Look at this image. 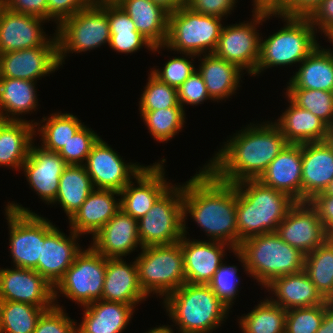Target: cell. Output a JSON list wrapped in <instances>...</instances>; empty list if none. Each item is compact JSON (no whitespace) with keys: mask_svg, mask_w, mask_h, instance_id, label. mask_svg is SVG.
I'll return each instance as SVG.
<instances>
[{"mask_svg":"<svg viewBox=\"0 0 333 333\" xmlns=\"http://www.w3.org/2000/svg\"><path fill=\"white\" fill-rule=\"evenodd\" d=\"M115 195L120 196V192L95 188L69 219L70 229L79 235L91 234L93 237L97 234L121 209L120 198Z\"/></svg>","mask_w":333,"mask_h":333,"instance_id":"obj_26","label":"cell"},{"mask_svg":"<svg viewBox=\"0 0 333 333\" xmlns=\"http://www.w3.org/2000/svg\"><path fill=\"white\" fill-rule=\"evenodd\" d=\"M142 248L168 245L183 237V185H171L138 220Z\"/></svg>","mask_w":333,"mask_h":333,"instance_id":"obj_10","label":"cell"},{"mask_svg":"<svg viewBox=\"0 0 333 333\" xmlns=\"http://www.w3.org/2000/svg\"><path fill=\"white\" fill-rule=\"evenodd\" d=\"M316 195H332L333 196V179L329 182L323 192L317 193Z\"/></svg>","mask_w":333,"mask_h":333,"instance_id":"obj_62","label":"cell"},{"mask_svg":"<svg viewBox=\"0 0 333 333\" xmlns=\"http://www.w3.org/2000/svg\"><path fill=\"white\" fill-rule=\"evenodd\" d=\"M198 57H200L201 63L197 71L204 80L208 94L214 102L234 95L237 88L241 86L240 80L244 71L231 62L217 57L214 53Z\"/></svg>","mask_w":333,"mask_h":333,"instance_id":"obj_33","label":"cell"},{"mask_svg":"<svg viewBox=\"0 0 333 333\" xmlns=\"http://www.w3.org/2000/svg\"><path fill=\"white\" fill-rule=\"evenodd\" d=\"M322 0H289L288 8L282 13L285 16L308 17Z\"/></svg>","mask_w":333,"mask_h":333,"instance_id":"obj_56","label":"cell"},{"mask_svg":"<svg viewBox=\"0 0 333 333\" xmlns=\"http://www.w3.org/2000/svg\"><path fill=\"white\" fill-rule=\"evenodd\" d=\"M131 17L136 30L153 47L164 46L168 36L169 13L151 0H115Z\"/></svg>","mask_w":333,"mask_h":333,"instance_id":"obj_30","label":"cell"},{"mask_svg":"<svg viewBox=\"0 0 333 333\" xmlns=\"http://www.w3.org/2000/svg\"><path fill=\"white\" fill-rule=\"evenodd\" d=\"M94 189L84 165H67L60 177L59 189L52 204L58 203L69 220Z\"/></svg>","mask_w":333,"mask_h":333,"instance_id":"obj_37","label":"cell"},{"mask_svg":"<svg viewBox=\"0 0 333 333\" xmlns=\"http://www.w3.org/2000/svg\"><path fill=\"white\" fill-rule=\"evenodd\" d=\"M35 85L34 81L0 77V117L18 121L24 120L22 114L36 111L38 99Z\"/></svg>","mask_w":333,"mask_h":333,"instance_id":"obj_36","label":"cell"},{"mask_svg":"<svg viewBox=\"0 0 333 333\" xmlns=\"http://www.w3.org/2000/svg\"><path fill=\"white\" fill-rule=\"evenodd\" d=\"M199 173V174H198ZM237 187L217 179L205 166L183 184V233L187 236V214L210 241L238 249L236 217Z\"/></svg>","mask_w":333,"mask_h":333,"instance_id":"obj_1","label":"cell"},{"mask_svg":"<svg viewBox=\"0 0 333 333\" xmlns=\"http://www.w3.org/2000/svg\"><path fill=\"white\" fill-rule=\"evenodd\" d=\"M169 328H170V330H171V333H174V330L170 327V326H168Z\"/></svg>","mask_w":333,"mask_h":333,"instance_id":"obj_66","label":"cell"},{"mask_svg":"<svg viewBox=\"0 0 333 333\" xmlns=\"http://www.w3.org/2000/svg\"><path fill=\"white\" fill-rule=\"evenodd\" d=\"M2 6L12 12L32 15L48 21L47 0H4Z\"/></svg>","mask_w":333,"mask_h":333,"instance_id":"obj_53","label":"cell"},{"mask_svg":"<svg viewBox=\"0 0 333 333\" xmlns=\"http://www.w3.org/2000/svg\"><path fill=\"white\" fill-rule=\"evenodd\" d=\"M309 203L317 210L326 232L333 237V196L315 195Z\"/></svg>","mask_w":333,"mask_h":333,"instance_id":"obj_55","label":"cell"},{"mask_svg":"<svg viewBox=\"0 0 333 333\" xmlns=\"http://www.w3.org/2000/svg\"><path fill=\"white\" fill-rule=\"evenodd\" d=\"M4 210L14 267L38 272V259H41L44 244V217L15 202H8Z\"/></svg>","mask_w":333,"mask_h":333,"instance_id":"obj_12","label":"cell"},{"mask_svg":"<svg viewBox=\"0 0 333 333\" xmlns=\"http://www.w3.org/2000/svg\"><path fill=\"white\" fill-rule=\"evenodd\" d=\"M252 12L282 14L289 6V0H253Z\"/></svg>","mask_w":333,"mask_h":333,"instance_id":"obj_57","label":"cell"},{"mask_svg":"<svg viewBox=\"0 0 333 333\" xmlns=\"http://www.w3.org/2000/svg\"><path fill=\"white\" fill-rule=\"evenodd\" d=\"M151 1L161 6L168 13L175 12L180 7L186 5V0H151Z\"/></svg>","mask_w":333,"mask_h":333,"instance_id":"obj_59","label":"cell"},{"mask_svg":"<svg viewBox=\"0 0 333 333\" xmlns=\"http://www.w3.org/2000/svg\"><path fill=\"white\" fill-rule=\"evenodd\" d=\"M308 18L316 32L321 30L320 32L326 35L333 29V0H322Z\"/></svg>","mask_w":333,"mask_h":333,"instance_id":"obj_54","label":"cell"},{"mask_svg":"<svg viewBox=\"0 0 333 333\" xmlns=\"http://www.w3.org/2000/svg\"><path fill=\"white\" fill-rule=\"evenodd\" d=\"M177 93L178 103L183 109L185 104L197 106L208 99L214 101L209 96L204 80L197 70L181 84Z\"/></svg>","mask_w":333,"mask_h":333,"instance_id":"obj_50","label":"cell"},{"mask_svg":"<svg viewBox=\"0 0 333 333\" xmlns=\"http://www.w3.org/2000/svg\"><path fill=\"white\" fill-rule=\"evenodd\" d=\"M222 19L196 13L186 5L180 7L168 15V36L163 50L165 47L196 56L214 53L223 28Z\"/></svg>","mask_w":333,"mask_h":333,"instance_id":"obj_7","label":"cell"},{"mask_svg":"<svg viewBox=\"0 0 333 333\" xmlns=\"http://www.w3.org/2000/svg\"><path fill=\"white\" fill-rule=\"evenodd\" d=\"M238 268L235 265H226L222 263L218 268L212 281L208 284L213 292L230 308L234 304L235 296L238 295Z\"/></svg>","mask_w":333,"mask_h":333,"instance_id":"obj_48","label":"cell"},{"mask_svg":"<svg viewBox=\"0 0 333 333\" xmlns=\"http://www.w3.org/2000/svg\"><path fill=\"white\" fill-rule=\"evenodd\" d=\"M330 301L308 308L286 310L285 333H316Z\"/></svg>","mask_w":333,"mask_h":333,"instance_id":"obj_45","label":"cell"},{"mask_svg":"<svg viewBox=\"0 0 333 333\" xmlns=\"http://www.w3.org/2000/svg\"><path fill=\"white\" fill-rule=\"evenodd\" d=\"M289 107L274 122L288 144H304L325 140L327 125L310 111L298 107L287 95Z\"/></svg>","mask_w":333,"mask_h":333,"instance_id":"obj_32","label":"cell"},{"mask_svg":"<svg viewBox=\"0 0 333 333\" xmlns=\"http://www.w3.org/2000/svg\"><path fill=\"white\" fill-rule=\"evenodd\" d=\"M142 290L136 261L127 264L123 258H106V274L101 300L138 306L147 299Z\"/></svg>","mask_w":333,"mask_h":333,"instance_id":"obj_25","label":"cell"},{"mask_svg":"<svg viewBox=\"0 0 333 333\" xmlns=\"http://www.w3.org/2000/svg\"><path fill=\"white\" fill-rule=\"evenodd\" d=\"M333 179V149L325 141L302 144V202L323 192Z\"/></svg>","mask_w":333,"mask_h":333,"instance_id":"obj_27","label":"cell"},{"mask_svg":"<svg viewBox=\"0 0 333 333\" xmlns=\"http://www.w3.org/2000/svg\"><path fill=\"white\" fill-rule=\"evenodd\" d=\"M60 67L58 45H43L0 54V77L37 82Z\"/></svg>","mask_w":333,"mask_h":333,"instance_id":"obj_20","label":"cell"},{"mask_svg":"<svg viewBox=\"0 0 333 333\" xmlns=\"http://www.w3.org/2000/svg\"><path fill=\"white\" fill-rule=\"evenodd\" d=\"M0 301L52 308L55 305L54 287L33 269L0 268Z\"/></svg>","mask_w":333,"mask_h":333,"instance_id":"obj_17","label":"cell"},{"mask_svg":"<svg viewBox=\"0 0 333 333\" xmlns=\"http://www.w3.org/2000/svg\"><path fill=\"white\" fill-rule=\"evenodd\" d=\"M325 36L328 38L327 41H329L330 44L332 43L331 46H333V29L330 30ZM328 50H329L330 53L333 55V51L331 50V48H329Z\"/></svg>","mask_w":333,"mask_h":333,"instance_id":"obj_63","label":"cell"},{"mask_svg":"<svg viewBox=\"0 0 333 333\" xmlns=\"http://www.w3.org/2000/svg\"><path fill=\"white\" fill-rule=\"evenodd\" d=\"M147 333H171V330L168 327V325H163V326L154 327L153 329L147 331Z\"/></svg>","mask_w":333,"mask_h":333,"instance_id":"obj_61","label":"cell"},{"mask_svg":"<svg viewBox=\"0 0 333 333\" xmlns=\"http://www.w3.org/2000/svg\"><path fill=\"white\" fill-rule=\"evenodd\" d=\"M237 187V230L240 243L253 236L276 232L289 209L296 203L286 193L248 179L235 183Z\"/></svg>","mask_w":333,"mask_h":333,"instance_id":"obj_3","label":"cell"},{"mask_svg":"<svg viewBox=\"0 0 333 333\" xmlns=\"http://www.w3.org/2000/svg\"><path fill=\"white\" fill-rule=\"evenodd\" d=\"M258 180L302 202V144H287Z\"/></svg>","mask_w":333,"mask_h":333,"instance_id":"obj_24","label":"cell"},{"mask_svg":"<svg viewBox=\"0 0 333 333\" xmlns=\"http://www.w3.org/2000/svg\"><path fill=\"white\" fill-rule=\"evenodd\" d=\"M243 315L238 319L242 333H285L286 310L270 299L261 300Z\"/></svg>","mask_w":333,"mask_h":333,"instance_id":"obj_40","label":"cell"},{"mask_svg":"<svg viewBox=\"0 0 333 333\" xmlns=\"http://www.w3.org/2000/svg\"><path fill=\"white\" fill-rule=\"evenodd\" d=\"M105 274L106 258L91 245L82 249L54 287V303L59 292L81 307L101 300Z\"/></svg>","mask_w":333,"mask_h":333,"instance_id":"obj_11","label":"cell"},{"mask_svg":"<svg viewBox=\"0 0 333 333\" xmlns=\"http://www.w3.org/2000/svg\"><path fill=\"white\" fill-rule=\"evenodd\" d=\"M316 333H333V306L331 304L326 308L323 321Z\"/></svg>","mask_w":333,"mask_h":333,"instance_id":"obj_58","label":"cell"},{"mask_svg":"<svg viewBox=\"0 0 333 333\" xmlns=\"http://www.w3.org/2000/svg\"><path fill=\"white\" fill-rule=\"evenodd\" d=\"M166 159L146 166L120 191L121 210L132 218L141 219L172 185L165 178L164 163ZM137 183V186L134 185Z\"/></svg>","mask_w":333,"mask_h":333,"instance_id":"obj_19","label":"cell"},{"mask_svg":"<svg viewBox=\"0 0 333 333\" xmlns=\"http://www.w3.org/2000/svg\"><path fill=\"white\" fill-rule=\"evenodd\" d=\"M141 94L139 110H159L170 107H182L178 103L177 89L161 82L151 72Z\"/></svg>","mask_w":333,"mask_h":333,"instance_id":"obj_44","label":"cell"},{"mask_svg":"<svg viewBox=\"0 0 333 333\" xmlns=\"http://www.w3.org/2000/svg\"><path fill=\"white\" fill-rule=\"evenodd\" d=\"M234 255L250 277L261 287L274 278L304 270V258L299 249L285 243L276 232L261 234L243 240Z\"/></svg>","mask_w":333,"mask_h":333,"instance_id":"obj_5","label":"cell"},{"mask_svg":"<svg viewBox=\"0 0 333 333\" xmlns=\"http://www.w3.org/2000/svg\"><path fill=\"white\" fill-rule=\"evenodd\" d=\"M277 235L287 244L308 254L331 236L319 219L317 210L307 202H296L276 229Z\"/></svg>","mask_w":333,"mask_h":333,"instance_id":"obj_15","label":"cell"},{"mask_svg":"<svg viewBox=\"0 0 333 333\" xmlns=\"http://www.w3.org/2000/svg\"><path fill=\"white\" fill-rule=\"evenodd\" d=\"M42 123L43 125H41ZM83 125L81 120L71 113L55 112L50 117H43L40 123L34 122V130L37 131L34 133H40L43 149L59 152Z\"/></svg>","mask_w":333,"mask_h":333,"instance_id":"obj_38","label":"cell"},{"mask_svg":"<svg viewBox=\"0 0 333 333\" xmlns=\"http://www.w3.org/2000/svg\"><path fill=\"white\" fill-rule=\"evenodd\" d=\"M104 1H115V0H92L93 3L104 2Z\"/></svg>","mask_w":333,"mask_h":333,"instance_id":"obj_64","label":"cell"},{"mask_svg":"<svg viewBox=\"0 0 333 333\" xmlns=\"http://www.w3.org/2000/svg\"><path fill=\"white\" fill-rule=\"evenodd\" d=\"M80 236L70 229L67 237L52 222L44 218V244L41 259H38V273L53 287L63 278L66 270L81 252L82 249L77 242Z\"/></svg>","mask_w":333,"mask_h":333,"instance_id":"obj_16","label":"cell"},{"mask_svg":"<svg viewBox=\"0 0 333 333\" xmlns=\"http://www.w3.org/2000/svg\"><path fill=\"white\" fill-rule=\"evenodd\" d=\"M99 138L100 136L94 130L83 125L60 149L58 154L67 165H84L87 156Z\"/></svg>","mask_w":333,"mask_h":333,"instance_id":"obj_46","label":"cell"},{"mask_svg":"<svg viewBox=\"0 0 333 333\" xmlns=\"http://www.w3.org/2000/svg\"><path fill=\"white\" fill-rule=\"evenodd\" d=\"M186 58H192L188 60L182 57L170 58L168 62L165 63L164 67L160 70L154 68L151 73L157 77L161 82L168 84L170 87L178 89L181 84L190 77L197 69L193 64V59L196 55L184 54Z\"/></svg>","mask_w":333,"mask_h":333,"instance_id":"obj_47","label":"cell"},{"mask_svg":"<svg viewBox=\"0 0 333 333\" xmlns=\"http://www.w3.org/2000/svg\"><path fill=\"white\" fill-rule=\"evenodd\" d=\"M237 0H186V6L196 13L215 16L218 18L227 17L236 7Z\"/></svg>","mask_w":333,"mask_h":333,"instance_id":"obj_52","label":"cell"},{"mask_svg":"<svg viewBox=\"0 0 333 333\" xmlns=\"http://www.w3.org/2000/svg\"><path fill=\"white\" fill-rule=\"evenodd\" d=\"M6 120H3L1 117H0V126L5 122Z\"/></svg>","mask_w":333,"mask_h":333,"instance_id":"obj_65","label":"cell"},{"mask_svg":"<svg viewBox=\"0 0 333 333\" xmlns=\"http://www.w3.org/2000/svg\"><path fill=\"white\" fill-rule=\"evenodd\" d=\"M324 141L331 149H333V124L327 127V133Z\"/></svg>","mask_w":333,"mask_h":333,"instance_id":"obj_60","label":"cell"},{"mask_svg":"<svg viewBox=\"0 0 333 333\" xmlns=\"http://www.w3.org/2000/svg\"><path fill=\"white\" fill-rule=\"evenodd\" d=\"M34 120H6L0 126V167L22 168L26 161L30 146L37 136Z\"/></svg>","mask_w":333,"mask_h":333,"instance_id":"obj_34","label":"cell"},{"mask_svg":"<svg viewBox=\"0 0 333 333\" xmlns=\"http://www.w3.org/2000/svg\"><path fill=\"white\" fill-rule=\"evenodd\" d=\"M101 137L87 156L84 167L94 188L120 192L145 166L126 163Z\"/></svg>","mask_w":333,"mask_h":333,"instance_id":"obj_14","label":"cell"},{"mask_svg":"<svg viewBox=\"0 0 333 333\" xmlns=\"http://www.w3.org/2000/svg\"><path fill=\"white\" fill-rule=\"evenodd\" d=\"M57 303L42 313L33 333H77V323Z\"/></svg>","mask_w":333,"mask_h":333,"instance_id":"obj_49","label":"cell"},{"mask_svg":"<svg viewBox=\"0 0 333 333\" xmlns=\"http://www.w3.org/2000/svg\"><path fill=\"white\" fill-rule=\"evenodd\" d=\"M106 13L110 26L109 47L119 53H134L140 51L142 47L149 51L158 52L163 46L153 47L135 27L131 17L115 2L104 1L97 3Z\"/></svg>","mask_w":333,"mask_h":333,"instance_id":"obj_31","label":"cell"},{"mask_svg":"<svg viewBox=\"0 0 333 333\" xmlns=\"http://www.w3.org/2000/svg\"><path fill=\"white\" fill-rule=\"evenodd\" d=\"M286 94L298 107L319 117L327 126L333 124V94L324 90L285 88Z\"/></svg>","mask_w":333,"mask_h":333,"instance_id":"obj_43","label":"cell"},{"mask_svg":"<svg viewBox=\"0 0 333 333\" xmlns=\"http://www.w3.org/2000/svg\"><path fill=\"white\" fill-rule=\"evenodd\" d=\"M56 28L60 66L69 52L97 49L109 44L111 36L107 13L97 3L76 12Z\"/></svg>","mask_w":333,"mask_h":333,"instance_id":"obj_9","label":"cell"},{"mask_svg":"<svg viewBox=\"0 0 333 333\" xmlns=\"http://www.w3.org/2000/svg\"><path fill=\"white\" fill-rule=\"evenodd\" d=\"M284 20V27L260 40V56L253 76L264 69L301 63L318 45L316 29L308 17L273 14Z\"/></svg>","mask_w":333,"mask_h":333,"instance_id":"obj_6","label":"cell"},{"mask_svg":"<svg viewBox=\"0 0 333 333\" xmlns=\"http://www.w3.org/2000/svg\"><path fill=\"white\" fill-rule=\"evenodd\" d=\"M250 22H241L223 26L214 54L228 62L246 70L253 76L260 56V34L256 30L258 24L268 20L273 14L253 12ZM261 23V24H260Z\"/></svg>","mask_w":333,"mask_h":333,"instance_id":"obj_13","label":"cell"},{"mask_svg":"<svg viewBox=\"0 0 333 333\" xmlns=\"http://www.w3.org/2000/svg\"><path fill=\"white\" fill-rule=\"evenodd\" d=\"M287 88L333 91V55L318 45L298 66Z\"/></svg>","mask_w":333,"mask_h":333,"instance_id":"obj_35","label":"cell"},{"mask_svg":"<svg viewBox=\"0 0 333 333\" xmlns=\"http://www.w3.org/2000/svg\"><path fill=\"white\" fill-rule=\"evenodd\" d=\"M133 305L98 300L83 306L81 323L77 333H122L135 312Z\"/></svg>","mask_w":333,"mask_h":333,"instance_id":"obj_29","label":"cell"},{"mask_svg":"<svg viewBox=\"0 0 333 333\" xmlns=\"http://www.w3.org/2000/svg\"><path fill=\"white\" fill-rule=\"evenodd\" d=\"M28 303L0 301V333H33L45 310Z\"/></svg>","mask_w":333,"mask_h":333,"instance_id":"obj_41","label":"cell"},{"mask_svg":"<svg viewBox=\"0 0 333 333\" xmlns=\"http://www.w3.org/2000/svg\"><path fill=\"white\" fill-rule=\"evenodd\" d=\"M141 249L135 261L140 286L147 296L153 292L165 298L186 283L180 242Z\"/></svg>","mask_w":333,"mask_h":333,"instance_id":"obj_8","label":"cell"},{"mask_svg":"<svg viewBox=\"0 0 333 333\" xmlns=\"http://www.w3.org/2000/svg\"><path fill=\"white\" fill-rule=\"evenodd\" d=\"M47 20L12 12L0 5V54L43 45H58L56 33L48 36L41 23ZM47 36V37H46Z\"/></svg>","mask_w":333,"mask_h":333,"instance_id":"obj_18","label":"cell"},{"mask_svg":"<svg viewBox=\"0 0 333 333\" xmlns=\"http://www.w3.org/2000/svg\"><path fill=\"white\" fill-rule=\"evenodd\" d=\"M33 144L34 142L21 169L30 187L49 205L56 199L59 180L67 164L58 152L48 151Z\"/></svg>","mask_w":333,"mask_h":333,"instance_id":"obj_22","label":"cell"},{"mask_svg":"<svg viewBox=\"0 0 333 333\" xmlns=\"http://www.w3.org/2000/svg\"><path fill=\"white\" fill-rule=\"evenodd\" d=\"M163 301L180 333H212L228 318L231 309L204 284L184 283Z\"/></svg>","mask_w":333,"mask_h":333,"instance_id":"obj_4","label":"cell"},{"mask_svg":"<svg viewBox=\"0 0 333 333\" xmlns=\"http://www.w3.org/2000/svg\"><path fill=\"white\" fill-rule=\"evenodd\" d=\"M287 144L275 122L250 123L224 142L204 166L225 183L258 179Z\"/></svg>","mask_w":333,"mask_h":333,"instance_id":"obj_2","label":"cell"},{"mask_svg":"<svg viewBox=\"0 0 333 333\" xmlns=\"http://www.w3.org/2000/svg\"><path fill=\"white\" fill-rule=\"evenodd\" d=\"M304 271L326 301L333 298V237L305 255Z\"/></svg>","mask_w":333,"mask_h":333,"instance_id":"obj_39","label":"cell"},{"mask_svg":"<svg viewBox=\"0 0 333 333\" xmlns=\"http://www.w3.org/2000/svg\"><path fill=\"white\" fill-rule=\"evenodd\" d=\"M91 246L105 258H123L142 248L138 233V220L119 210L92 237Z\"/></svg>","mask_w":333,"mask_h":333,"instance_id":"obj_23","label":"cell"},{"mask_svg":"<svg viewBox=\"0 0 333 333\" xmlns=\"http://www.w3.org/2000/svg\"><path fill=\"white\" fill-rule=\"evenodd\" d=\"M92 0H47L48 22H56L58 27L65 19L92 4Z\"/></svg>","mask_w":333,"mask_h":333,"instance_id":"obj_51","label":"cell"},{"mask_svg":"<svg viewBox=\"0 0 333 333\" xmlns=\"http://www.w3.org/2000/svg\"><path fill=\"white\" fill-rule=\"evenodd\" d=\"M272 295L270 300L285 310L291 308H308L324 304L326 300L303 270L274 278L264 287Z\"/></svg>","mask_w":333,"mask_h":333,"instance_id":"obj_28","label":"cell"},{"mask_svg":"<svg viewBox=\"0 0 333 333\" xmlns=\"http://www.w3.org/2000/svg\"><path fill=\"white\" fill-rule=\"evenodd\" d=\"M140 117L148 127L154 140L165 142L171 140L179 131H182L185 123V109L182 107H170L159 110H139Z\"/></svg>","mask_w":333,"mask_h":333,"instance_id":"obj_42","label":"cell"},{"mask_svg":"<svg viewBox=\"0 0 333 333\" xmlns=\"http://www.w3.org/2000/svg\"><path fill=\"white\" fill-rule=\"evenodd\" d=\"M181 244L186 283L208 285L223 263L226 249L235 250L227 243L210 240H190L185 235ZM225 249V250H224Z\"/></svg>","mask_w":333,"mask_h":333,"instance_id":"obj_21","label":"cell"}]
</instances>
